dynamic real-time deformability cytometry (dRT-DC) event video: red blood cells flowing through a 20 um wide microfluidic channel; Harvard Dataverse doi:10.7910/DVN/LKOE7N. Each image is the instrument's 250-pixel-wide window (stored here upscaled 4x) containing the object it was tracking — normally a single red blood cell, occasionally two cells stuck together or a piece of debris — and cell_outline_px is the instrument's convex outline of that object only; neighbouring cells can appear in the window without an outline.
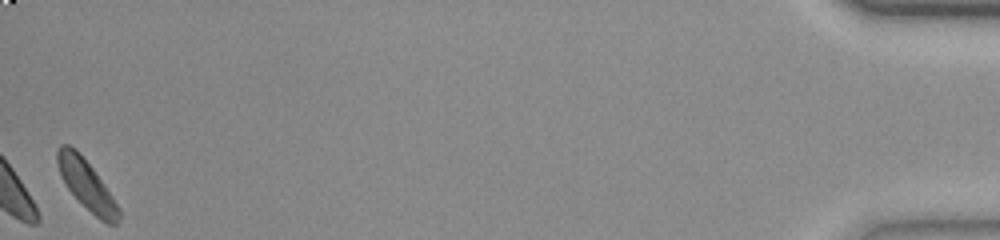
{"species": "common noctule bat (a hibernating species)", "species_latin": "Nyctalus noctula", "temperature_condition": "room temperature", "stored_images_in_passage": 42, "camera_frame_rate_fps": 3000, "um_per_image_px": 0.085, "animal": {"sex": "female", "body_mass_g": 23.0, "forearm_length_mm": 53.4}, "frame": {"image": 1, "passage_image": 42, "time_ms": 13.667, "image_size_px": [1000, 240], "cell_outline_px": [[120, 220], [116, 224], [108, 224], [100, 220], [68, 188], [60, 176], [56, 160], [56, 152], [60, 144], [68, 144], [92, 168], [112, 196], [120, 208]], "centroid_in_image_um": [7.36, 15.73], "position_along_channel_um": 427.8, "area_um2": 17.11}, "authors_computed_cell_mechanics": {"area_um2": 17.7446, "velocity_mm_per_s": 3.8037, "shape_relaxation_time_tau1_ms": 3.7336, "shape_relaxation_time_tau2_ms": 5.4916, "deformation_change_tau1": 0.0793, "deformation_change_tau2": 0.093}}